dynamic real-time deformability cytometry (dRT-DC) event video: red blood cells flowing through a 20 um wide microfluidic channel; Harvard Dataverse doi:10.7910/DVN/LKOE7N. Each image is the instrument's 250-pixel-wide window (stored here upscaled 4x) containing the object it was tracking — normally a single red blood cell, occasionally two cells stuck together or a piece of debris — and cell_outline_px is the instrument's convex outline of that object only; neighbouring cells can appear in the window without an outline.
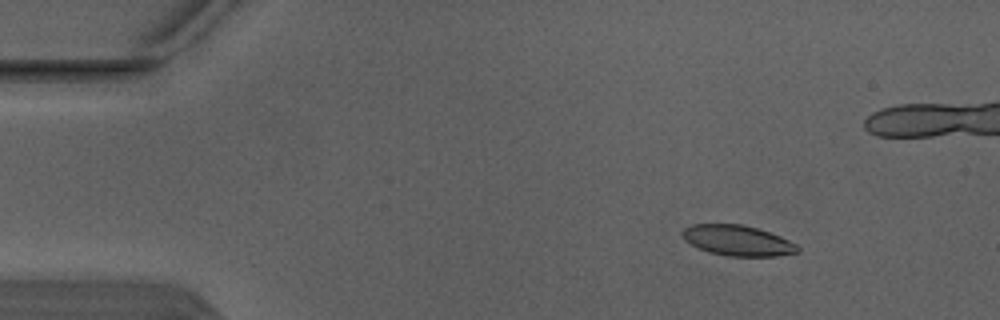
{"species": "Egyptian fruit bat (a non-hibernating species)", "species_latin": "Rousettus aegyptiacus", "temperature_condition": "warm", "stored_images_in_passage": 4, "camera_frame_rate_fps": 3000, "um_per_image_px": 0.085, "animal": {"sex": "male"}, "frame": {"image": 1, "passage_image": 1, "time_ms": 0.0, "image_size_px": [1000, 320], "cell_outline_px": [[800, 252], [776, 256], [728, 256], [708, 252], [684, 240], [680, 232], [684, 228], [692, 224], [740, 224], [756, 228], [780, 236], [796, 244], [800, 248]], "centroid_in_image_um": [62.69, 20.44], "position_along_channel_um": 22.3, "area_um2": 20.4}}